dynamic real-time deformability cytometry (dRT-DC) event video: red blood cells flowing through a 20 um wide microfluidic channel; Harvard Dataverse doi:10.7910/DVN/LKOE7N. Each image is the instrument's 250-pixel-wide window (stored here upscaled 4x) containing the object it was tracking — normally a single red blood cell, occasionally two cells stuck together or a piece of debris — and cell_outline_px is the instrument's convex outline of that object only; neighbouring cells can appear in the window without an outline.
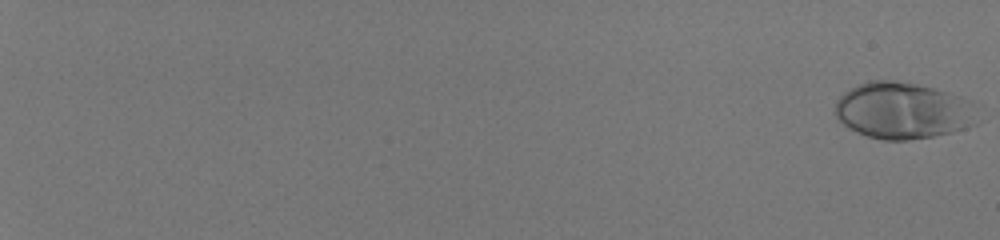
{"species": "human", "species_latin": "Homo sapiens", "temperature_condition": "room temperature", "stored_images_in_passage": 57, "camera_frame_rate_fps": 3000, "um_per_image_px": 0.085, "donor": {"sex": "male"}, "frame": {"image": 1, "passage_image": 2, "time_ms": 0.333, "image_size_px": [1000, 240], "cell_outline_px": [[976, 124], [952, 132], [932, 136], [908, 140], [884, 140], [868, 136], [856, 132], [848, 128], [832, 112], [836, 100], [844, 92], [868, 80], [896, 80], [916, 84], [948, 92], [972, 100]], "centroid_in_image_um": [76.71, 9.4], "position_along_channel_um": 8.3, "area_um2": 46.93}}
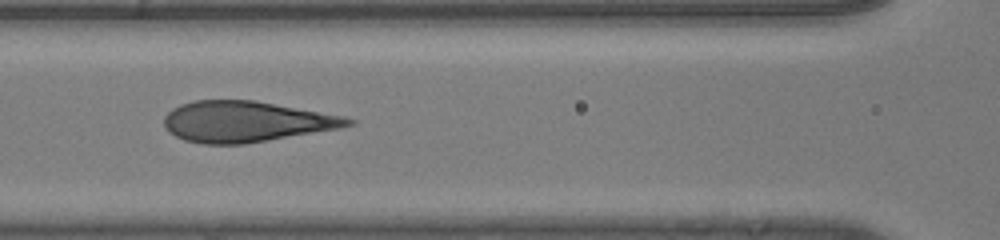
{"frame": {"image": 2, "passage_image": 33, "time_ms": 10.667, "image_size_px": [1000, 240], "cell_outline_px": [[356, 124], [340, 128], [244, 144], [204, 144], [184, 140], [168, 132], [164, 128], [164, 116], [172, 108], [180, 104], [196, 100], [256, 100], [344, 116], [356, 120]], "centroid_in_image_um": [20.9, 10.33], "position_along_channel_um": 145.7, "area_um2": 43.87}}
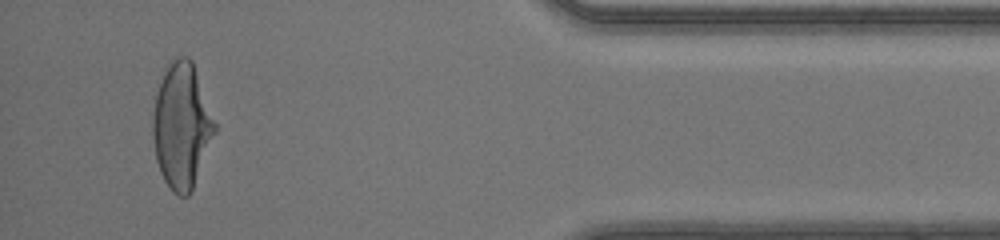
{"frame": {"image": 3, "passage_image": 55, "time_ms": 18.0, "image_size_px": [1000, 240], "cell_outline_px": [[216, 132], [192, 192], [188, 196], [180, 196], [172, 192], [164, 180], [160, 172], [156, 160], [152, 136], [152, 120], [156, 96], [168, 60], [176, 56], [188, 56], [192, 60], [216, 124]], "centroid_in_image_um": [15.44, 10.71], "position_along_channel_um": 419.8, "area_um2": 45.43}, "authors_computed_cell_mechanics": {"area_um2": 44.7372, "velocity_mm_per_s": 4.2082, "shape_relaxation_time_tau1_ms": 6.6382, "shape_relaxation_time_tau2_ms": null, "deformation_change_tau1": 0.2849, "deformation_change_tau2": null}}